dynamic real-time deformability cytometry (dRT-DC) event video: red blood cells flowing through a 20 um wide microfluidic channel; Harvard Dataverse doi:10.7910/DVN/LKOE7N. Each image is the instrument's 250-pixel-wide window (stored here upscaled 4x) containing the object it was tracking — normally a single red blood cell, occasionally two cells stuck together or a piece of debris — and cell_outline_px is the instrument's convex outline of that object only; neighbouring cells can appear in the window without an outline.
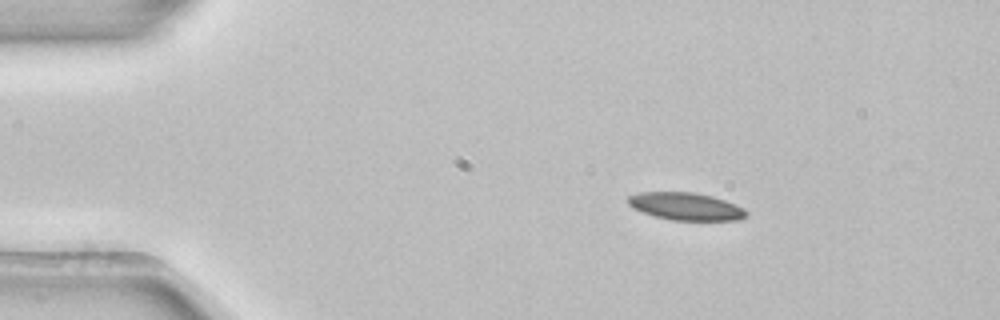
{"species": "common noctule bat (a hibernating species)", "species_latin": "Nyctalus noctula", "temperature_condition": "room temperature", "stored_images_in_passage": 4, "camera_frame_rate_fps": 3000, "um_per_image_px": 0.085, "animal": {"sex": "female", "body_mass_g": 22.7, "forearm_length_mm": 54.2}, "frame": {"image": 1, "passage_image": 1, "time_ms": 0.0, "image_size_px": [1000, 320], "cell_outline_px": [[748, 216], [740, 220], [672, 220], [656, 216], [632, 208], [628, 204], [628, 196], [640, 192], [692, 192], [712, 196], [724, 200], [744, 208], [748, 212]], "centroid_in_image_um": [58.32, 17.54], "position_along_channel_um": 26.7, "area_um2": 18.9}}
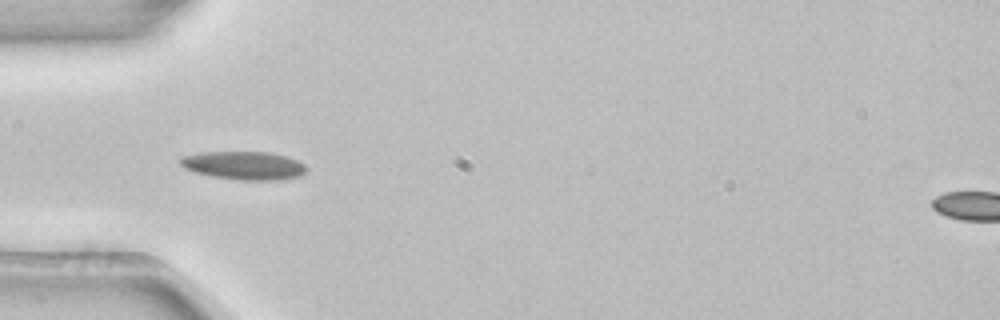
{"frame": {"image": 2, "passage_image": 3, "time_ms": 0.667, "image_size_px": [1000, 320], "cell_outline_px": [[308, 168], [300, 176], [280, 180], [240, 180], [212, 176], [192, 172], [184, 168], [176, 160], [180, 156], [200, 152], [268, 152], [288, 156], [304, 164]], "centroid_in_image_um": [20.68, 14.06], "position_along_channel_um": 64.3, "area_um2": 21.1}}